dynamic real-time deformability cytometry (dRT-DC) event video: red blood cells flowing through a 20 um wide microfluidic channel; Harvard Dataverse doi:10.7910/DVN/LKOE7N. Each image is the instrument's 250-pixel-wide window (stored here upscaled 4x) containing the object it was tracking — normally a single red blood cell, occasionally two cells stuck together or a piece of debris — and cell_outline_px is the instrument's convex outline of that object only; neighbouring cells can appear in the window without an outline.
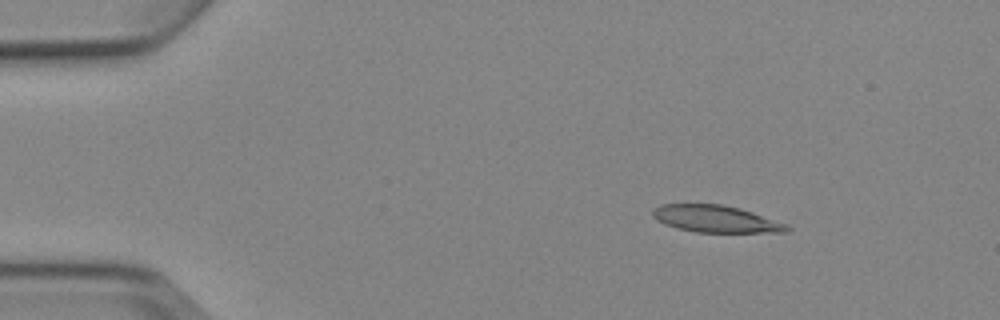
{"species": "Egyptian fruit bat (a non-hibernating species)", "species_latin": "Rousettus aegyptiacus", "temperature_condition": "cold", "stored_images_in_passage": 5, "camera_frame_rate_fps": 3000, "um_per_image_px": 0.085, "animal": {"sex": "female"}, "frame": {"image": 1, "passage_image": 2, "time_ms": 1.333, "image_size_px": [1000, 320], "cell_outline_px": [[792, 228], [788, 232], [696, 232], [676, 228], [664, 224], [656, 220], [652, 216], [652, 208], [660, 204], [720, 204], [740, 208], [788, 224]], "centroid_in_image_um": [60.82, 18.6], "position_along_channel_um": 24.2, "area_um2": 21.27}}